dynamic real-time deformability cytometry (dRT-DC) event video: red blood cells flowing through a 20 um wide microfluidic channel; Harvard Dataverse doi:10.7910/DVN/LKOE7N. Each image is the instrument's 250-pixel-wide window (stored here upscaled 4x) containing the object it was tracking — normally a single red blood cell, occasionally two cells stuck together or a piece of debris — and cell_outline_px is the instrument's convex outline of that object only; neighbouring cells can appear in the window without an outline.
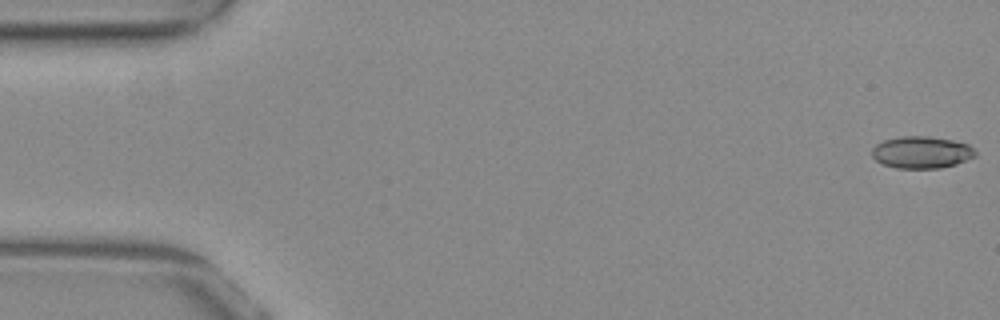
{"species": "common noctule bat (a hibernating species)", "species_latin": "Nyctalus noctula", "temperature_condition": "warm", "stored_images_in_passage": 10, "camera_frame_rate_fps": 3000, "um_per_image_px": 0.085, "animal": {"sex": "female", "body_mass_g": 29.2, "forearm_length_mm": 56.3}, "frame": {"image": 1, "passage_image": 1, "time_ms": 0.0, "image_size_px": [1000, 320], "cell_outline_px": [[976, 156], [956, 164], [940, 168], [896, 168], [884, 164], [876, 160], [872, 156], [872, 148], [876, 144], [884, 140], [904, 136], [928, 136], [952, 140], [968, 144], [976, 152]], "centroid_in_image_um": [78.33, 12.94], "position_along_channel_um": 6.7, "area_um2": 19.19}}